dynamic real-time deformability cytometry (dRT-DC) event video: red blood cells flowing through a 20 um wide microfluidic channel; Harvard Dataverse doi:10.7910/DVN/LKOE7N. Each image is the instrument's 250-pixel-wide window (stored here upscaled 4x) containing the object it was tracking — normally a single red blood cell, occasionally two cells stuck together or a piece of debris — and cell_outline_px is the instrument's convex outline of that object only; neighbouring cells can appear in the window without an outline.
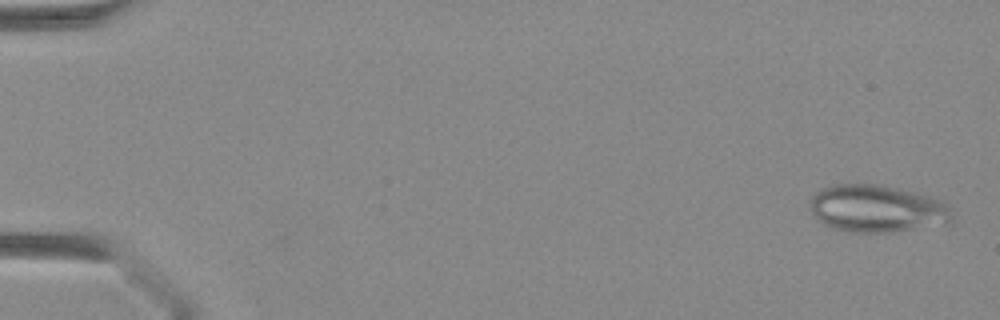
{"species": "Egyptian fruit bat (a non-hibernating species)", "species_latin": "Rousettus aegyptiacus", "temperature_condition": "warm", "stored_images_in_passage": 44, "camera_frame_rate_fps": 3000, "um_per_image_px": 0.085, "animal": {"sex": "female"}, "frame": {"image": 1, "passage_image": 2, "time_ms": 0.333, "image_size_px": [1000, 320], "cell_outline_px": [[952, 216], [944, 224], [896, 232], [848, 232], [832, 228], [824, 224], [812, 212], [808, 204], [812, 196], [816, 192], [824, 188], [836, 184], [880, 184], [928, 196], [940, 200], [952, 212]], "centroid_in_image_um": [74.5, 17.74], "position_along_channel_um": 10.5, "area_um2": 38.9}}
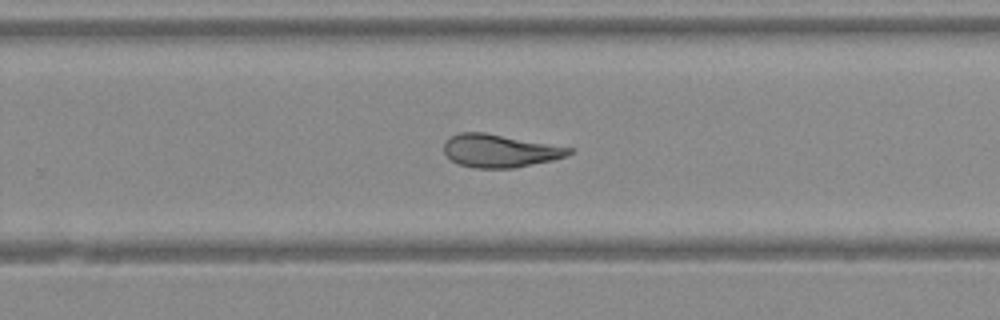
{"frame": {"image": 2, "passage_image": 29, "time_ms": 9.333, "image_size_px": [1000, 320], "cell_outline_px": [[572, 152], [568, 156], [552, 160], [512, 168], [476, 168], [460, 164], [452, 160], [444, 152], [444, 144], [448, 136], [460, 132], [484, 132], [572, 148]], "centroid_in_image_um": [42.45, 12.81], "position_along_channel_um": 287.3, "area_um2": 23.81}}
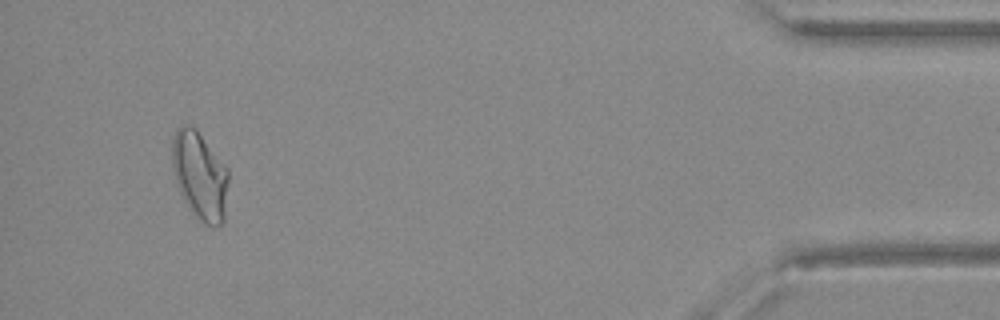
{"frame": {"image": 3, "passage_image": 41, "time_ms": 13.333, "image_size_px": [1000, 320], "cell_outline_px": [[228, 184], [224, 220], [216, 228], [212, 228], [204, 224], [196, 216], [184, 200], [180, 192], [172, 168], [172, 140], [176, 132], [180, 128], [196, 128], [228, 168]], "centroid_in_image_um": [17.01, 14.98], "position_along_channel_um": 418.2, "area_um2": 28.55}}